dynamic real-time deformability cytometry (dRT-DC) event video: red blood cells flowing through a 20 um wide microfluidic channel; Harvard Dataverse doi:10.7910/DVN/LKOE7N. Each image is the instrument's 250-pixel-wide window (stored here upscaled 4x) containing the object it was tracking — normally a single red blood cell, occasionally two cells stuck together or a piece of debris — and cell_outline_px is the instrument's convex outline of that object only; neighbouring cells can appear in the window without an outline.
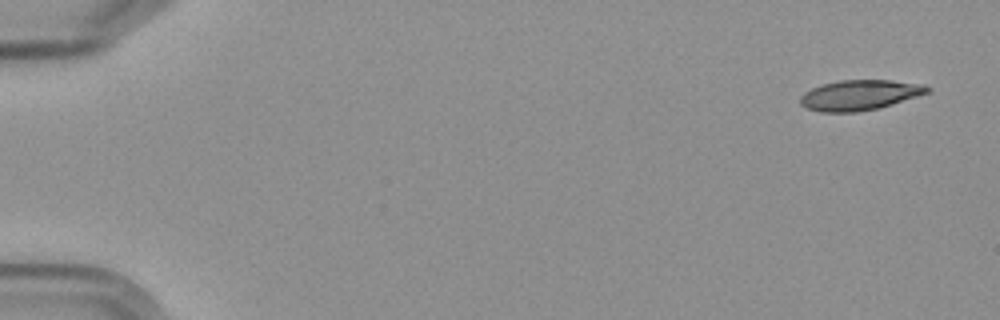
{"species": "Egyptian fruit bat (a non-hibernating species)", "species_latin": "Rousettus aegyptiacus", "temperature_condition": "cold", "stored_images_in_passage": 5, "camera_frame_rate_fps": 3000, "um_per_image_px": 0.085, "frame": {"image": 1, "passage_image": 1, "time_ms": 0.0, "image_size_px": [1000, 320], "cell_outline_px": [[932, 88], [928, 92], [880, 108], [856, 112], [820, 112], [808, 108], [800, 104], [800, 96], [804, 92], [820, 84], [840, 80], [892, 80], [924, 84]], "centroid_in_image_um": [73.05, 8.07], "position_along_channel_um": 11.9, "area_um2": 22.43}}
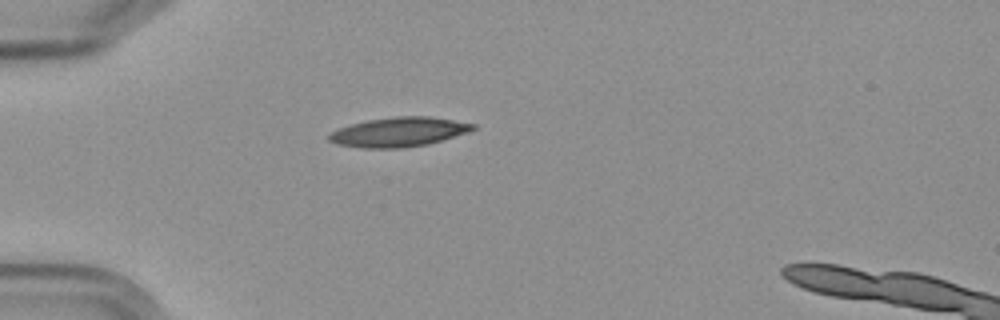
{"frame": {"image": 2, "passage_image": 5, "time_ms": 4.667, "image_size_px": [1000, 320], "cell_outline_px": [[476, 128], [468, 132], [428, 144], [404, 148], [364, 148], [336, 144], [328, 140], [328, 136], [332, 132], [340, 128], [352, 124], [368, 120], [396, 116], [428, 116], [476, 124]], "centroid_in_image_um": [33.9, 11.22], "position_along_channel_um": 51.1, "area_um2": 24.51}}